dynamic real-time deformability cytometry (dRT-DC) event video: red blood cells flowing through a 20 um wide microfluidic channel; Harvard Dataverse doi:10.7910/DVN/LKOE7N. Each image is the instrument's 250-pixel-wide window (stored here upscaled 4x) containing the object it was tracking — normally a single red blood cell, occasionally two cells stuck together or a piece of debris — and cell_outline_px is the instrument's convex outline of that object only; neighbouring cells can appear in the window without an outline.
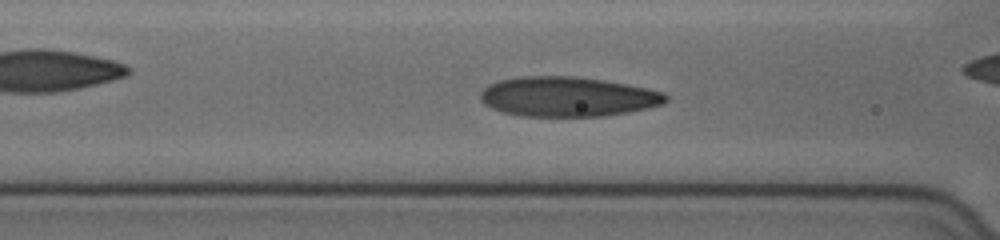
{"species": "human", "species_latin": "Homo sapiens", "temperature_condition": "cold", "stored_images_in_passage": 36, "camera_frame_rate_fps": 3000, "um_per_image_px": 0.085, "donor": {"sex": "female"}, "frame": {"image": 1, "passage_image": 11, "time_ms": 3.333, "image_size_px": [1000, 240], "cell_outline_px": [[668, 100], [664, 104], [648, 108], [628, 112], [604, 116], [520, 116], [500, 112], [484, 104], [480, 100], [480, 92], [488, 84], [500, 80], [520, 76], [576, 76], [604, 80], [664, 92], [668, 96]], "centroid_in_image_um": [48.22, 8.22], "position_along_channel_um": 118.4, "area_um2": 43.18}}
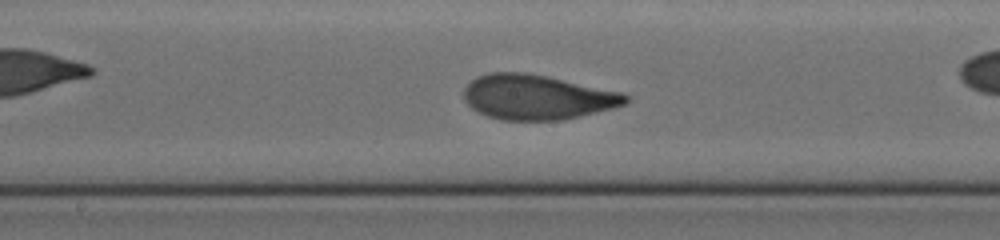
{"frame": {"image": 2, "passage_image": 18, "time_ms": 5.667, "image_size_px": [1000, 240], "cell_outline_px": [[628, 104], [564, 120], [500, 120], [488, 116], [472, 108], [464, 100], [464, 88], [476, 76], [492, 72], [524, 72], [544, 76], [620, 92], [628, 96]], "centroid_in_image_um": [45.62, 8.26], "position_along_channel_um": 202.6, "area_um2": 41.91}}
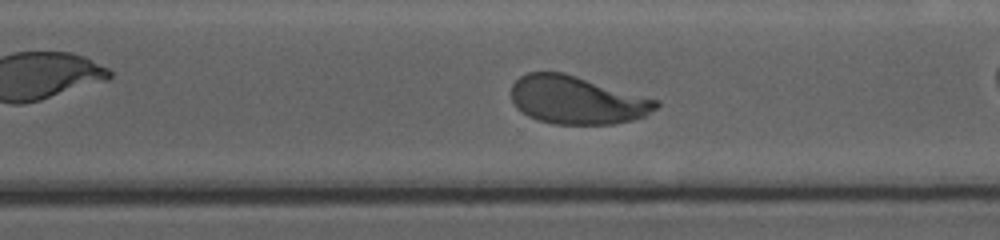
{"frame": {"image": 3, "passage_image": 28, "time_ms": 9.0, "image_size_px": [1000, 240], "cell_outline_px": [[660, 104], [656, 108], [644, 116], [632, 120], [612, 124], [552, 124], [528, 116], [516, 108], [512, 100], [512, 84], [520, 76], [528, 72], [564, 72], [660, 100]], "centroid_in_image_um": [49.04, 8.5], "position_along_channel_um": 321.6, "area_um2": 40.63}}